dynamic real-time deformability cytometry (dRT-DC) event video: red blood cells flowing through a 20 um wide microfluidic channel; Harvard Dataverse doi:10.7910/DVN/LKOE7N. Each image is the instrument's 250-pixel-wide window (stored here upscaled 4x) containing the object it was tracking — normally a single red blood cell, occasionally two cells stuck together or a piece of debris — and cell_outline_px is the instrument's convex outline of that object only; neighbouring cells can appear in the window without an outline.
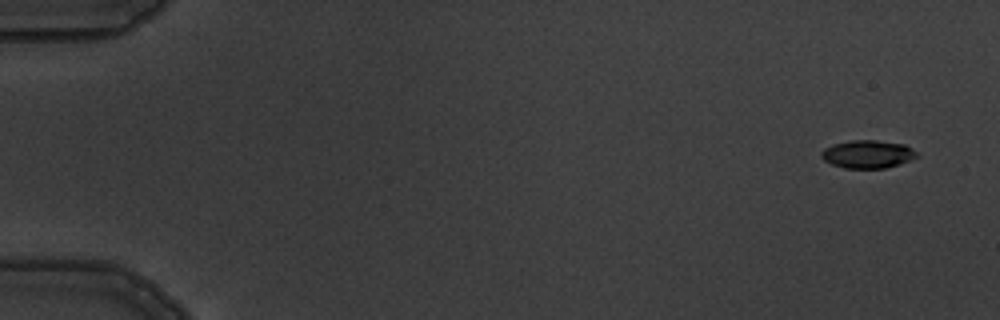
{"species": "common noctule bat (a hibernating species)", "species_latin": "Nyctalus noctula", "temperature_condition": "warm", "stored_images_in_passage": 5, "camera_frame_rate_fps": 3000, "um_per_image_px": 0.085, "animal": {"sex": "male", "body_mass_g": 19.5, "forearm_length_mm": 54.6}, "frame": {"image": 1, "passage_image": 1, "time_ms": 0.0, "image_size_px": [1000, 320], "cell_outline_px": [[920, 156], [900, 164], [884, 168], [844, 168], [832, 164], [824, 160], [820, 156], [820, 152], [824, 148], [832, 144], [852, 140], [876, 140], [904, 144], [912, 148]], "centroid_in_image_um": [73.75, 13.1], "position_along_channel_um": 11.3, "area_um2": 15.66}}